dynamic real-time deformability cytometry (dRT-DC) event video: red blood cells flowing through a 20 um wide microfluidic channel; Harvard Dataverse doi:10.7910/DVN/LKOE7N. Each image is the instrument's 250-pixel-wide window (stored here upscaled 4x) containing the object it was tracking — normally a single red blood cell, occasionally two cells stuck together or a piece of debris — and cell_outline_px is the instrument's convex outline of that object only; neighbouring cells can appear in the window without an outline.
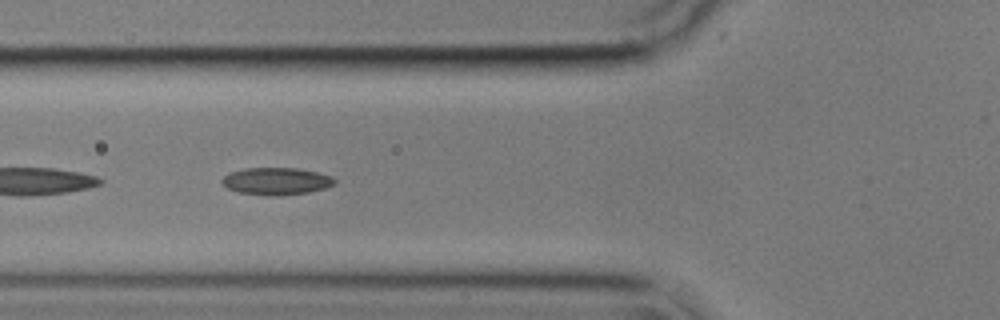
{"species": "common noctule bat (a hibernating species)", "species_latin": "Nyctalus noctula", "temperature_condition": "cold", "stored_images_in_passage": 55, "segment_of_instrument_passage": [2, 2], "camera_frame_rate_fps": 3000, "um_per_image_px": 0.085, "animal": {"sex": "male", "body_mass_g": 17.9}, "frame": {"image": 1, "passage_image": 20, "time_ms": 6.333, "image_size_px": [1000, 320], "cell_outline_px": [[336, 184], [324, 188], [308, 192], [276, 196], [272, 196], [240, 192], [228, 188], [220, 180], [228, 172], [244, 168], [296, 168], [316, 172], [332, 176], [336, 180]], "centroid_in_image_um": [23.49, 15.39], "position_along_channel_um": 102.3, "area_um2": 17.8}}
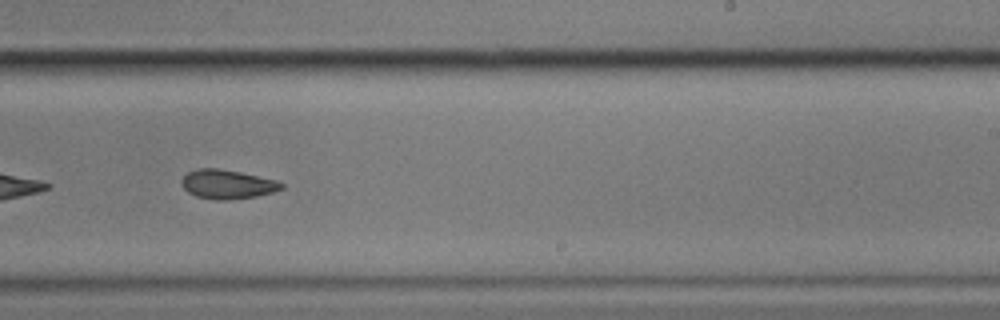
{"frame": {"image": 2, "passage_image": 34, "time_ms": 11.0, "image_size_px": [1000, 320], "cell_outline_px": [[284, 188], [272, 192], [256, 196], [228, 200], [216, 200], [196, 196], [188, 192], [180, 184], [180, 180], [188, 172], [196, 168], [216, 168], [240, 172], [276, 180], [284, 184]], "centroid_in_image_um": [19.29, 15.66], "position_along_channel_um": 269.7, "area_um2": 16.94}}
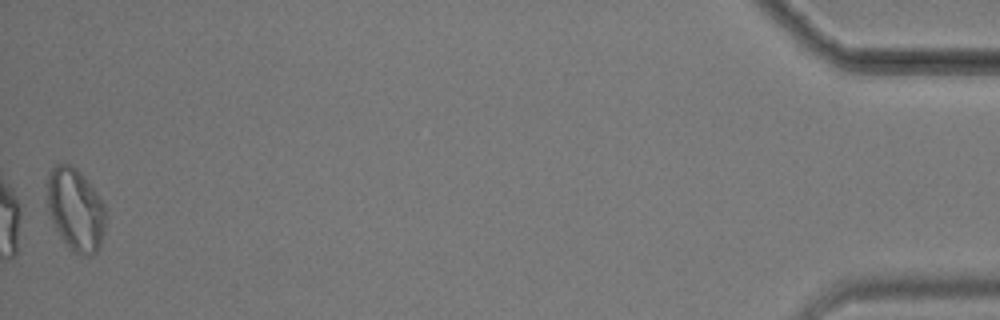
{"frame": {"image": 3, "passage_image": 55, "time_ms": 18.0, "image_size_px": [1000, 320], "cell_outline_px": [[104, 232], [100, 248], [92, 256], [80, 256], [72, 252], [60, 236], [48, 212], [44, 184], [52, 164], [64, 160], [72, 164], [84, 176], [104, 204]], "centroid_in_image_um": [6.36, 17.76], "position_along_channel_um": 428.8, "area_um2": 29.02}}